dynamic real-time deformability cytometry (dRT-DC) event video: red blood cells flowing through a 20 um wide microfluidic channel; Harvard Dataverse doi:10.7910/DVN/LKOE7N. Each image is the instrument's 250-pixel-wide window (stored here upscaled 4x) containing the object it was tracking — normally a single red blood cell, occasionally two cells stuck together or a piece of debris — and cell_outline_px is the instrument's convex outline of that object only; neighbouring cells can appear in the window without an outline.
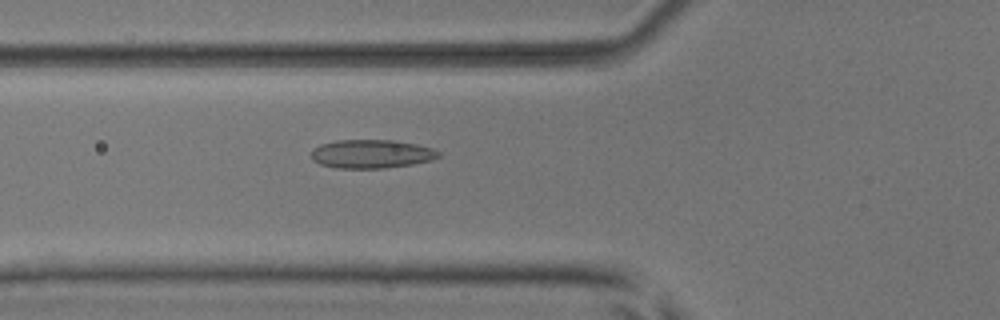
{"species": "common noctule bat (a hibernating species)", "species_latin": "Nyctalus noctula", "temperature_condition": "room temperature", "stored_images_in_passage": 40, "camera_frame_rate_fps": 3000, "um_per_image_px": 0.085, "animal": {"sex": "male", "body_mass_g": 17.9, "forearm_length_mm": 54.2}, "frame": {"image": 1, "passage_image": 10, "time_ms": 3.0, "image_size_px": [1000, 320], "cell_outline_px": [[440, 156], [432, 160], [412, 164], [384, 168], [336, 168], [320, 164], [312, 160], [312, 148], [320, 144], [336, 140], [392, 140], [416, 144], [432, 148], [440, 152]], "centroid_in_image_um": [31.56, 13.08], "position_along_channel_um": 94.2, "area_um2": 21.27}}
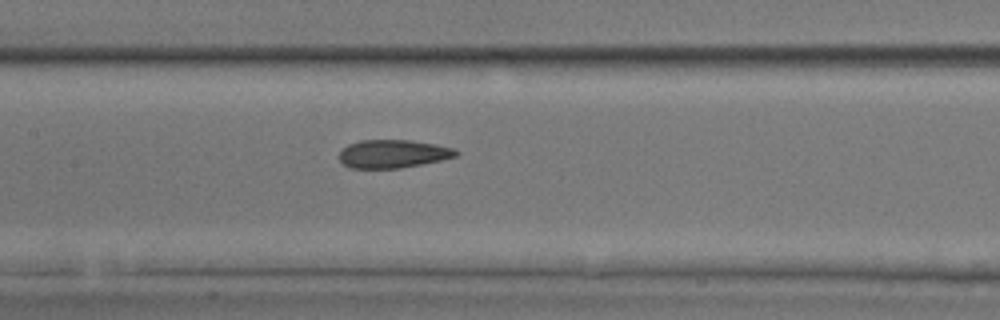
{"frame": {"image": 2, "passage_image": 16, "time_ms": 5.0, "image_size_px": [1000, 320], "cell_outline_px": [[460, 152], [456, 156], [440, 160], [400, 168], [348, 168], [340, 160], [340, 152], [348, 144], [360, 140], [412, 140], [436, 144], [452, 148]], "centroid_in_image_um": [33.39, 13.07], "position_along_channel_um": 174.0, "area_um2": 19.07}}
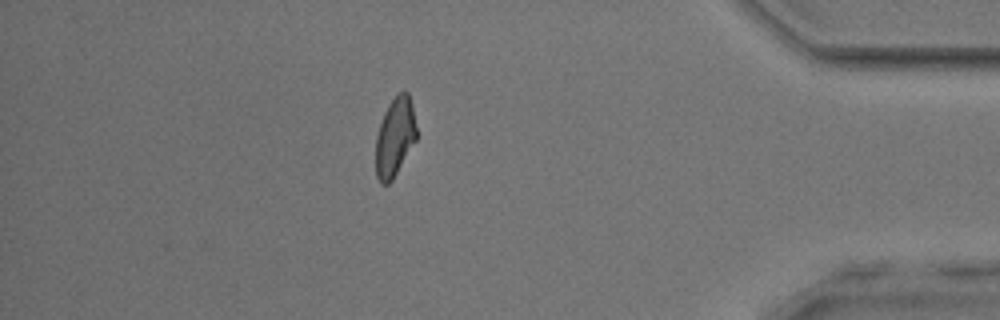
{"frame": {"image": 3, "passage_image": 36, "time_ms": 11.667, "image_size_px": [1000, 320], "cell_outline_px": [[416, 140], [392, 180], [388, 184], [380, 184], [376, 176], [376, 136], [384, 112], [388, 104], [396, 92], [408, 92], [412, 104], [416, 128]], "centroid_in_image_um": [33.56, 11.63], "position_along_channel_um": 401.6, "area_um2": 18.73}}